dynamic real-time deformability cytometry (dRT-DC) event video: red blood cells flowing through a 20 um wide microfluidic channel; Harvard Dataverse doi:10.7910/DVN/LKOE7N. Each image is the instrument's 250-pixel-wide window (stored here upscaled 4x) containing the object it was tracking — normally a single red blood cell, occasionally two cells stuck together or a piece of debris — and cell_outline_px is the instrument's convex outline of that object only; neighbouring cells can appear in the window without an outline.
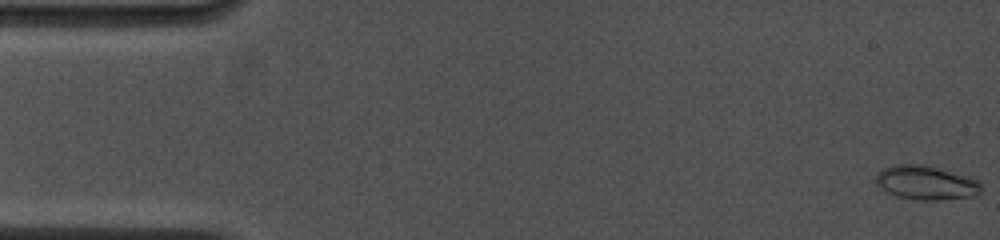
{"species": "common noctule bat (a hibernating species)", "species_latin": "Nyctalus noctula", "temperature_condition": "cold", "stored_images_in_passage": 49, "camera_frame_rate_fps": 4500, "um_per_image_px": 0.085, "animal": {"sex": "female", "body_mass_g": 19.0, "forearm_length_mm": 53.3}, "frame": {"image": 1, "passage_image": 1, "time_ms": 0.0, "image_size_px": [1000, 240], "cell_outline_px": [[984, 188], [980, 192], [972, 196], [940, 200], [920, 200], [896, 196], [880, 188], [876, 184], [876, 176], [884, 168], [896, 164], [928, 164], [972, 176]], "centroid_in_image_um": [78.76, 15.51], "position_along_channel_um": 6.2, "area_um2": 21.21}}
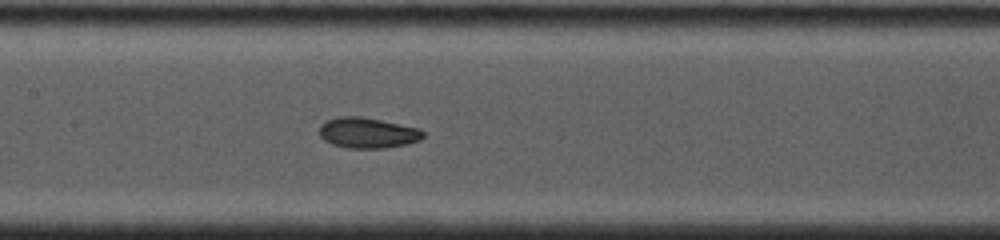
{"frame": {"image": 2, "passage_image": 25, "time_ms": 7.778, "image_size_px": [1000, 240], "cell_outline_px": [[424, 136], [420, 140], [408, 144], [384, 148], [348, 148], [332, 144], [324, 140], [320, 136], [320, 124], [336, 116], [360, 116], [420, 128], [424, 132]], "centroid_in_image_um": [31.25, 11.29], "position_along_channel_um": 176.1, "area_um2": 18.55}}
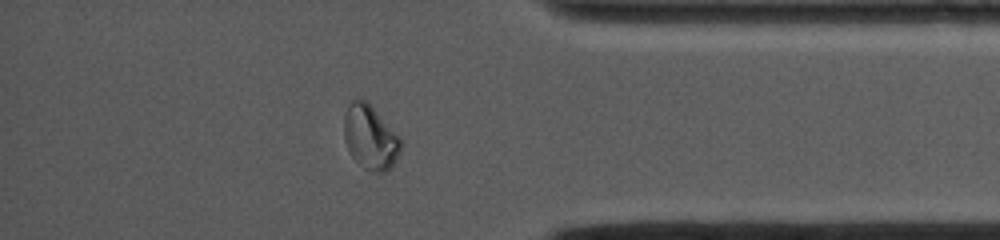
{"frame": {"image": 3, "passage_image": 43, "time_ms": 13.778, "image_size_px": [1000, 240], "cell_outline_px": [[404, 144], [392, 168], [384, 172], [372, 172], [364, 168], [352, 156], [344, 140], [344, 116], [348, 104], [352, 100], [364, 100], [376, 112]], "centroid_in_image_um": [31.46, 11.72], "position_along_channel_um": 403.7, "area_um2": 20.81}, "authors_computed_cell_mechanics": {"area_um2": 19.074, "velocity_mm_per_s": 3.9182, "shape_relaxation_time_tau1_ms": null, "shape_relaxation_time_tau2_ms": 1.2402, "deformation_change_tau1": null, "deformation_change_tau2": 0.0539}}